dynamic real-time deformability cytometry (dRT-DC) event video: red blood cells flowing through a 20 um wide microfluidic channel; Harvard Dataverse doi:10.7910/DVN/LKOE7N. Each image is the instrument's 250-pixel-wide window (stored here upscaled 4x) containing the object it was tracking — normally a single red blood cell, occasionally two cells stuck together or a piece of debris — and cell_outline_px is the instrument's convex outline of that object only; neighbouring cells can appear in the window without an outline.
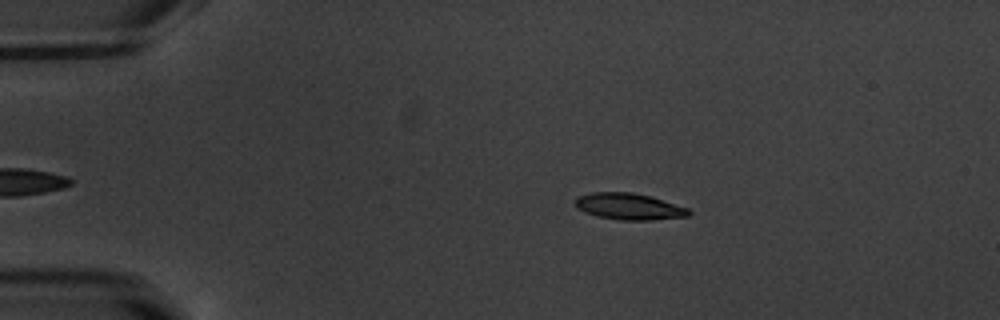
{"species": "common noctule bat (a hibernating species)", "species_latin": "Nyctalus noctula", "temperature_condition": "warm", "stored_images_in_passage": 49, "camera_frame_rate_fps": 3000, "um_per_image_px": 0.085, "animal": {"sex": "male", "body_mass_g": 20.1, "forearm_length_mm": 53.5}, "frame": {"image": 1, "passage_image": 6, "time_ms": 1.667, "image_size_px": [1000, 320], "cell_outline_px": [[692, 212], [688, 216], [652, 220], [620, 220], [596, 216], [584, 212], [576, 208], [572, 200], [576, 196], [592, 192], [632, 192], [652, 196], [688, 208]], "centroid_in_image_um": [53.41, 17.54], "position_along_channel_um": 31.6, "area_um2": 17.86}}
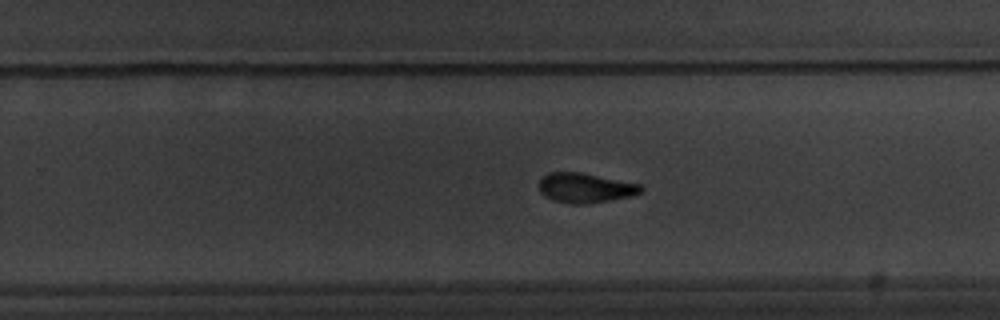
{"frame": {"image": 2, "passage_image": 30, "time_ms": 9.667, "image_size_px": [1000, 320], "cell_outline_px": [[644, 188], [640, 192], [632, 196], [588, 204], [572, 204], [552, 200], [544, 196], [540, 192], [536, 184], [548, 172], [580, 172], [640, 184]], "centroid_in_image_um": [49.7, 15.97], "position_along_channel_um": 280.1, "area_um2": 17.8}}
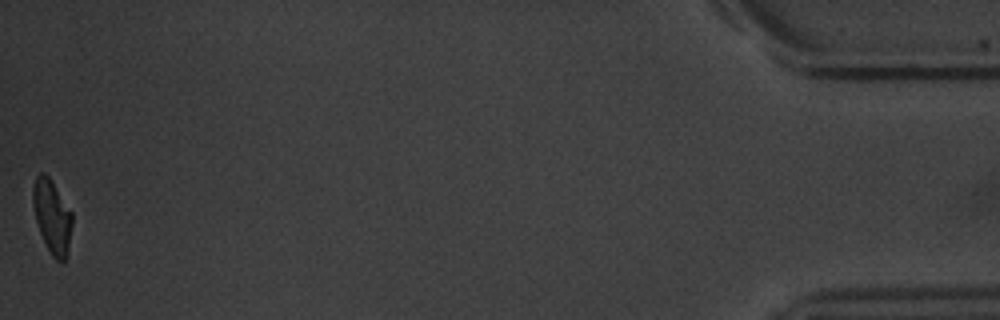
{"frame": {"image": 3, "passage_image": 49, "time_ms": 16.0, "image_size_px": [1000, 320], "cell_outline_px": [[72, 224], [68, 248], [64, 260], [60, 264], [52, 256], [40, 232], [36, 220], [32, 204], [32, 188], [36, 176], [40, 172], [44, 172], [48, 176], [72, 212]], "centroid_in_image_um": [4.41, 18.39], "position_along_channel_um": 430.8, "area_um2": 16.65}, "authors_computed_cell_mechanics": {"area_um2": 17.6868, "velocity_mm_per_s": 3.806, "shape_relaxation_time_tau1_ms": 2.8039, "shape_relaxation_time_tau2_ms": 3.1299, "deformation_change_tau1": 0.1914, "deformation_change_tau2": 0.089}}